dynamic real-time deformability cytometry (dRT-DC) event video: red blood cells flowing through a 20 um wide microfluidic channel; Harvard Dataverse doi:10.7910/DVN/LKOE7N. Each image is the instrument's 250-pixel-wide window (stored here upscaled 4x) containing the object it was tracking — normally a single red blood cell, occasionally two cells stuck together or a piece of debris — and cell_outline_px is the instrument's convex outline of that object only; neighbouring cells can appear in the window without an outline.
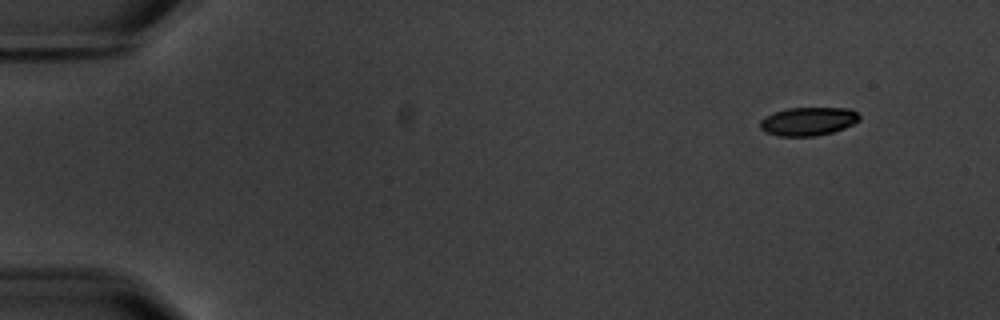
{"species": "common noctule bat (a hibernating species)", "species_latin": "Nyctalus noctula", "temperature_condition": "warm", "stored_images_in_passage": 8, "camera_frame_rate_fps": 3000, "um_per_image_px": 0.085, "animal": {"sex": "male", "body_mass_g": 20.1, "forearm_length_mm": 53.5}, "frame": {"image": 1, "passage_image": 1, "time_ms": 0.0, "image_size_px": [1000, 320], "cell_outline_px": [[860, 120], [844, 128], [832, 132], [816, 136], [780, 136], [764, 132], [760, 128], [760, 120], [764, 116], [788, 108], [848, 108], [856, 112], [860, 116]], "centroid_in_image_um": [68.68, 10.32], "position_along_channel_um": 16.3, "area_um2": 16.42}}
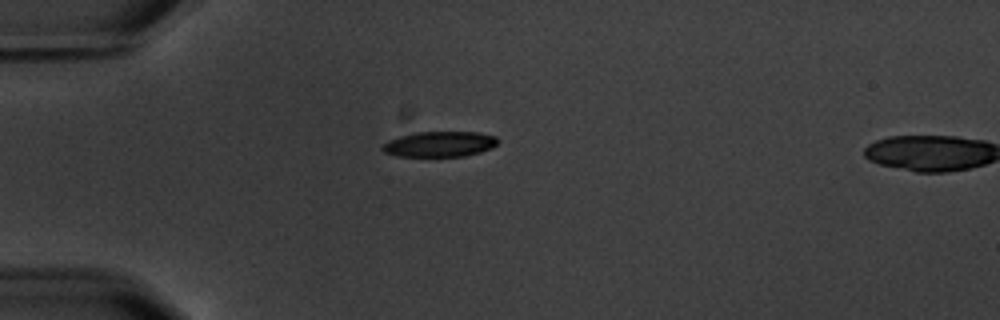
{"frame": {"image": 2, "passage_image": 4, "time_ms": 3.667, "image_size_px": [1000, 320], "cell_outline_px": [[500, 140], [492, 148], [480, 152], [464, 156], [396, 156], [384, 152], [380, 148], [388, 140], [400, 136], [416, 132], [476, 132], [496, 136]], "centroid_in_image_um": [37.37, 12.25], "position_along_channel_um": 47.6, "area_um2": 17.11}}
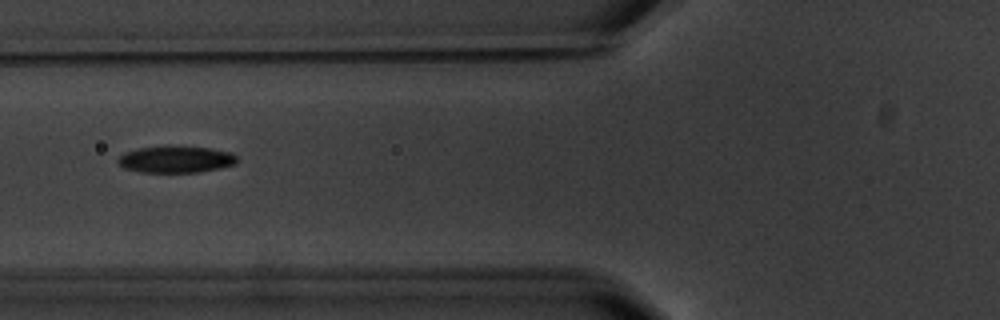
{"frame": {"image": 3, "passage_image": 6, "time_ms": 6.0, "image_size_px": [1000, 320], "cell_outline_px": [[236, 164], [220, 168], [196, 172], [140, 172], [124, 168], [116, 160], [124, 152], [140, 148], [168, 144], [208, 148], [232, 152], [236, 156]], "centroid_in_image_um": [14.93, 13.52], "position_along_channel_um": 110.9, "area_um2": 18.84}}